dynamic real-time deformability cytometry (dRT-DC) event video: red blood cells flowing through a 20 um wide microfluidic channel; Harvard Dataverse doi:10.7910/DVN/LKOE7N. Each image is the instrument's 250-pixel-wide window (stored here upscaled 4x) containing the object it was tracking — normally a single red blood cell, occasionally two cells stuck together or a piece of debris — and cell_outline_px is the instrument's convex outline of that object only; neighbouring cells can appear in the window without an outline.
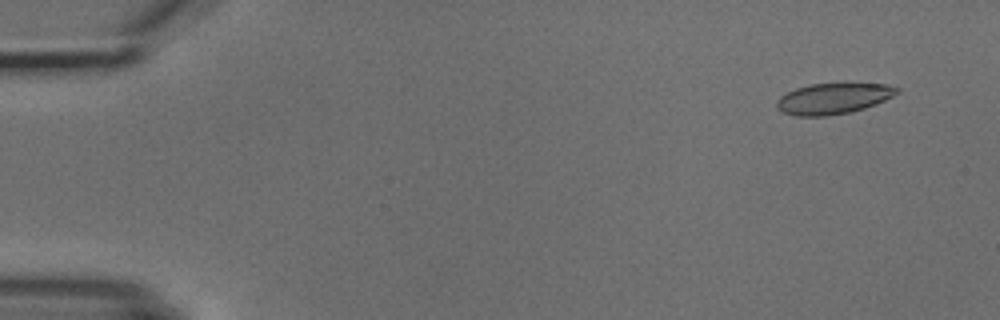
{"species": "common noctule bat (a hibernating species)", "species_latin": "Nyctalus noctula", "temperature_condition": "cold", "stored_images_in_passage": 6, "camera_frame_rate_fps": 3000, "um_per_image_px": 0.085, "animal": {"sex": "male", "body_mass_g": 18.8}, "frame": {"image": 1, "passage_image": 1, "time_ms": 0.0, "image_size_px": [1000, 320], "cell_outline_px": [[900, 92], [876, 104], [864, 108], [848, 112], [828, 116], [796, 116], [784, 112], [776, 108], [776, 100], [780, 96], [796, 88], [812, 84], [884, 84], [900, 88]], "centroid_in_image_um": [70.81, 8.38], "position_along_channel_um": 14.2, "area_um2": 21.39}}
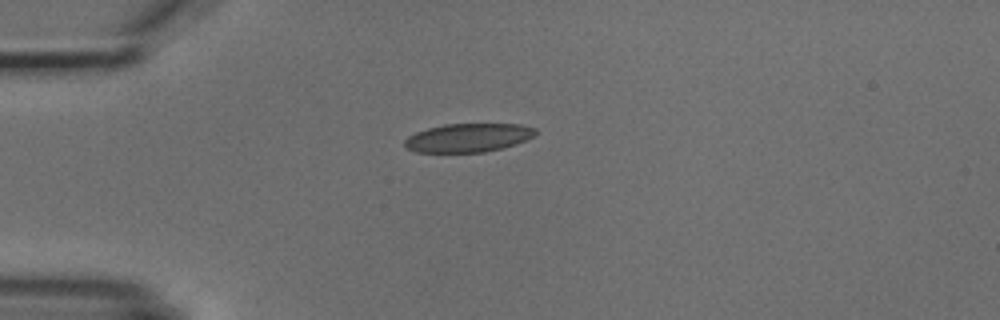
{"frame": {"image": 2, "passage_image": 4, "time_ms": 3.333, "image_size_px": [1000, 320], "cell_outline_px": [[536, 132], [532, 136], [516, 144], [484, 152], [416, 152], [404, 148], [404, 140], [408, 136], [416, 132], [428, 128], [444, 124], [520, 124], [536, 128]], "centroid_in_image_um": [39.75, 11.7], "position_along_channel_um": 45.3, "area_um2": 21.73}}
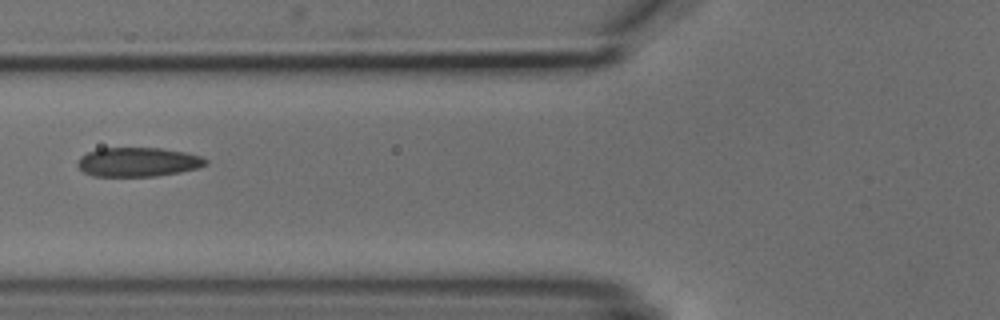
{"frame": {"image": 3, "passage_image": 6, "time_ms": 5.667, "image_size_px": [1000, 320], "cell_outline_px": [[208, 164], [196, 168], [180, 172], [156, 176], [92, 176], [84, 172], [76, 164], [76, 160], [80, 156], [88, 152], [100, 148], [160, 148], [188, 152], [200, 156], [208, 160]], "centroid_in_image_um": [11.72, 13.77], "position_along_channel_um": 114.1, "area_um2": 21.91}}